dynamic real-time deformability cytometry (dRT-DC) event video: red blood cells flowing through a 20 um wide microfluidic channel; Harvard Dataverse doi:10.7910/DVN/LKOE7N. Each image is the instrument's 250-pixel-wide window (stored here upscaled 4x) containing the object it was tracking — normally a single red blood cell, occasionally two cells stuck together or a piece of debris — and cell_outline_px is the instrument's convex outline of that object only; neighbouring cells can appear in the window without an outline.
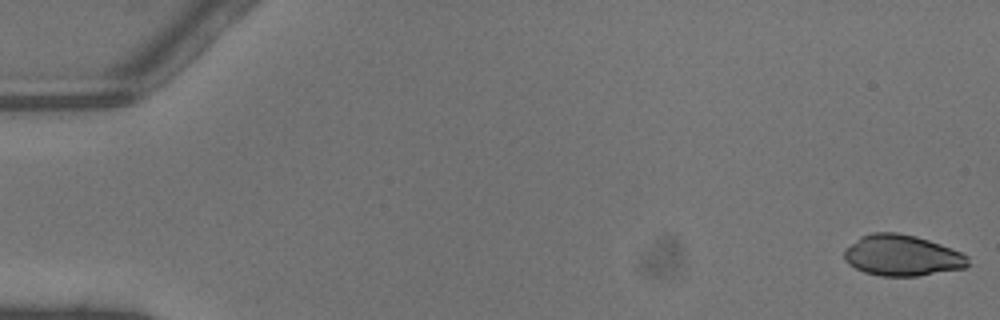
{"species": "common noctule bat (a hibernating species)", "species_latin": "Nyctalus noctula", "temperature_condition": "warm", "stored_images_in_passage": 46, "camera_frame_rate_fps": 3000, "um_per_image_px": 0.085, "animal": {"sex": "male", "body_mass_g": 13.3}, "frame": {"image": 1, "passage_image": 1, "time_ms": 0.0, "image_size_px": [1000, 320], "cell_outline_px": [[968, 264], [964, 268], [916, 276], [880, 276], [864, 272], [848, 264], [844, 260], [844, 248], [860, 236], [872, 232], [896, 232], [916, 236], [952, 248], [968, 256]], "centroid_in_image_um": [76.63, 21.7], "position_along_channel_um": 8.4, "area_um2": 29.65}}
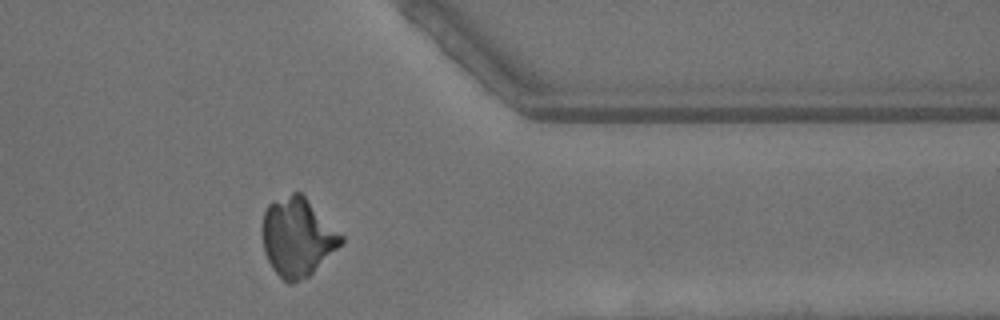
{"frame": {"image": 2, "passage_image": 38, "time_ms": 12.333, "image_size_px": [1000, 320], "cell_outline_px": [[344, 240], [308, 276], [292, 284], [288, 284], [272, 268], [268, 260], [264, 248], [264, 212], [268, 204], [292, 192], [300, 192], [344, 236]], "centroid_in_image_um": [25.28, 20.15], "position_along_channel_um": 386.1, "area_um2": 35.08}}